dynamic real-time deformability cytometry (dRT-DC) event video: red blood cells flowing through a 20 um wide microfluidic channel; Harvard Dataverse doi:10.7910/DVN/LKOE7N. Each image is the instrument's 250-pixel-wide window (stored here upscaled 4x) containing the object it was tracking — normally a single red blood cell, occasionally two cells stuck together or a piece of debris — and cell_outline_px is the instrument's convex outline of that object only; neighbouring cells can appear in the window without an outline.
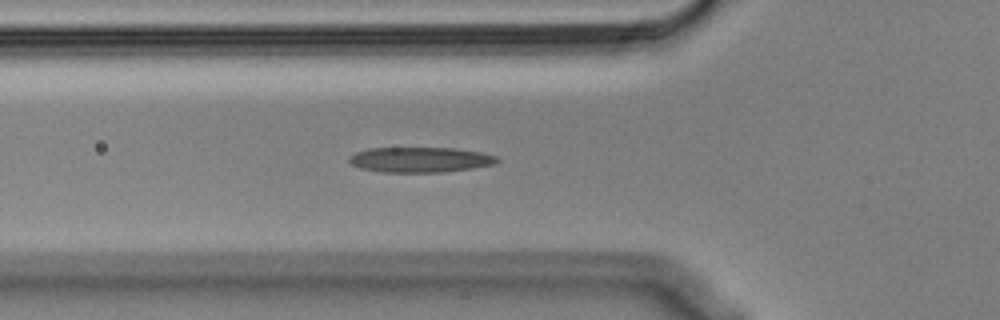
{"species": "Egyptian fruit bat (a non-hibernating species)", "species_latin": "Rousettus aegyptiacus", "temperature_condition": "cold", "stored_images_in_passage": 37, "camera_frame_rate_fps": 3000, "um_per_image_px": 0.085, "animal": {"sex": "male"}, "frame": {"image": 1, "passage_image": 3, "time_ms": 0.667, "image_size_px": [1000, 320], "cell_outline_px": [[500, 160], [492, 164], [472, 168], [444, 172], [380, 172], [360, 168], [352, 164], [348, 160], [348, 156], [356, 152], [368, 148], [456, 148], [480, 152], [496, 156]], "centroid_in_image_um": [35.67, 13.57], "position_along_channel_um": 90.1, "area_um2": 21.73}}
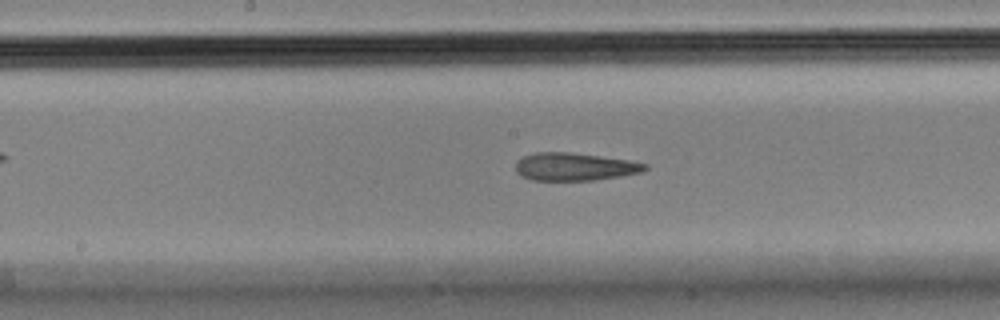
{"frame": {"image": 2, "passage_image": 12, "time_ms": 3.667, "image_size_px": [1000, 320], "cell_outline_px": [[648, 168], [640, 172], [620, 176], [592, 180], [532, 180], [520, 176], [516, 172], [516, 160], [524, 156], [536, 152], [568, 152], [600, 156], [628, 160], [648, 164]], "centroid_in_image_um": [48.8, 14.17], "position_along_channel_um": 199.4, "area_um2": 20.87}}
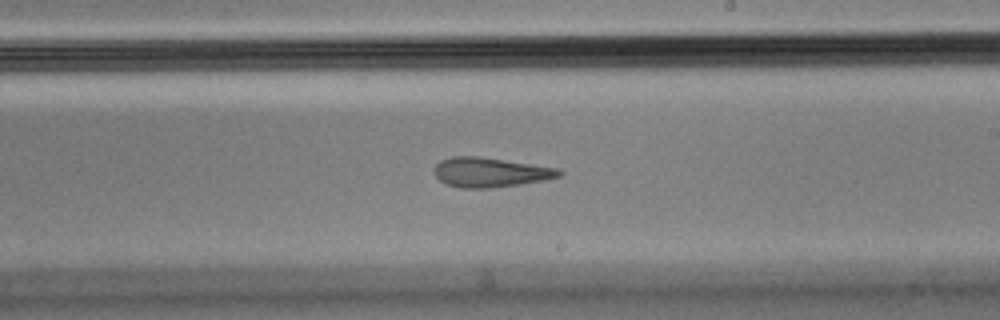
{"frame": {"image": 3, "passage_image": 16, "time_ms": 5.0, "image_size_px": [1000, 320], "cell_outline_px": [[564, 176], [544, 180], [520, 184], [492, 188], [460, 188], [448, 184], [440, 180], [436, 176], [436, 164], [440, 160], [452, 156], [476, 156], [556, 168], [564, 172]], "centroid_in_image_um": [41.69, 14.65], "position_along_channel_um": 247.3, "area_um2": 21.27}}